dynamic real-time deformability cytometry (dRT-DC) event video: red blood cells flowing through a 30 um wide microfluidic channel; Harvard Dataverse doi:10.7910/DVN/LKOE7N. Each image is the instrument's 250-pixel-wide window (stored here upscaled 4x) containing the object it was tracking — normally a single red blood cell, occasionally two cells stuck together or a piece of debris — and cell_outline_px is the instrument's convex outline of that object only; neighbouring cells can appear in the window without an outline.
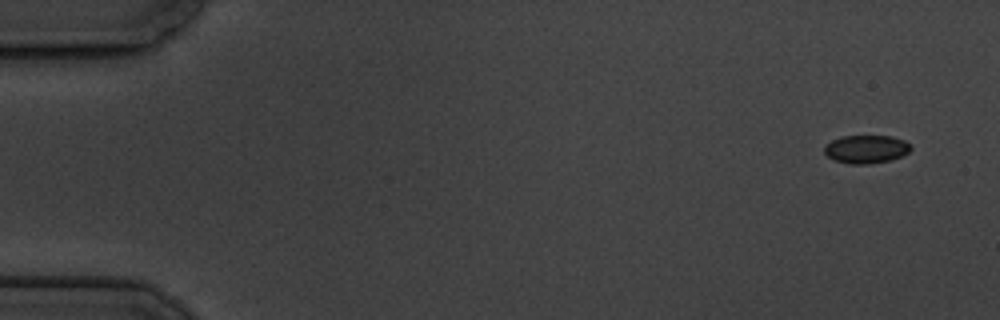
{"species": "common noctule bat (a hibernating species)", "species_latin": "Nyctalus noctula", "temperature_condition": "cold", "stored_images_in_passage": 6, "camera_frame_rate_fps": 3000, "um_per_image_px": 0.085, "animal": {"sex": "male", "body_mass_g": 19.5, "forearm_length_mm": 54.6}, "frame": {"image": 1, "passage_image": 1, "time_ms": 0.0, "image_size_px": [1000, 320], "cell_outline_px": [[912, 148], [908, 152], [900, 156], [888, 160], [868, 164], [848, 164], [832, 160], [824, 152], [824, 144], [840, 136], [892, 136], [904, 140], [912, 144]], "centroid_in_image_um": [73.59, 12.67], "position_along_channel_um": 11.4, "area_um2": 14.33}}
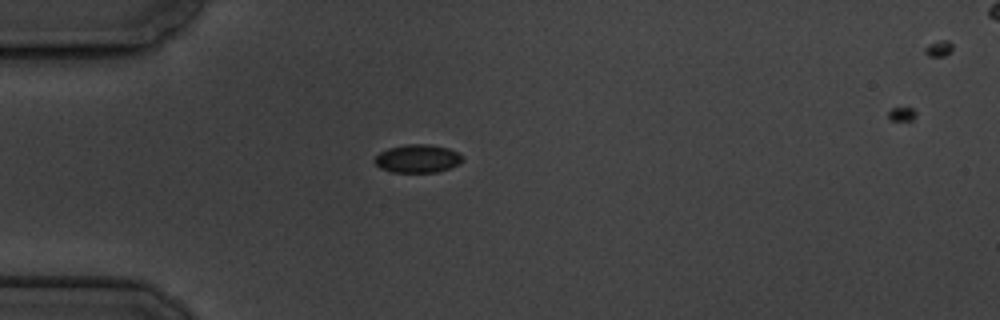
{"frame": {"image": 2, "passage_image": 5, "time_ms": 4.333, "image_size_px": [1000, 320], "cell_outline_px": [[464, 160], [460, 164], [440, 172], [392, 172], [380, 168], [372, 160], [380, 152], [388, 148], [408, 144], [428, 144], [448, 148], [456, 152]], "centroid_in_image_um": [35.49, 13.49], "position_along_channel_um": 49.5, "area_um2": 14.45}}